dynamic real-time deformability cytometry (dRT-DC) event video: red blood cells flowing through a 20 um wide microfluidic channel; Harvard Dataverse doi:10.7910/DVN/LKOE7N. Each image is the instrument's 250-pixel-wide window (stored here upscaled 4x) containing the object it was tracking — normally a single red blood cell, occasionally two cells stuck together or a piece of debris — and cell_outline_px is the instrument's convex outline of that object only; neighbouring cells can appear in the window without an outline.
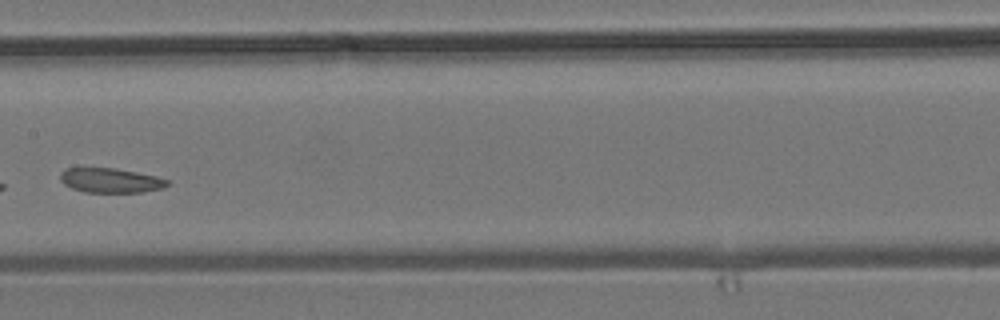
{"species": "common noctule bat (a hibernating species)", "species_latin": "Nyctalus noctula", "temperature_condition": "room temperature", "stored_images_in_passage": 5, "camera_frame_rate_fps": 3000, "um_per_image_px": 0.085, "animal": {"sex": "male", "body_mass_g": 19.2, "forearm_length_mm": 51.8}, "frame": {"image": 1, "passage_image": 4, "time_ms": 3.667, "image_size_px": [1000, 320], "cell_outline_px": [[168, 184], [164, 188], [140, 192], [84, 192], [72, 188], [64, 184], [60, 180], [60, 172], [68, 168], [116, 168], [156, 176], [168, 180]], "centroid_in_image_um": [9.38, 15.33], "position_along_channel_um": 198.0, "area_um2": 15.26}}
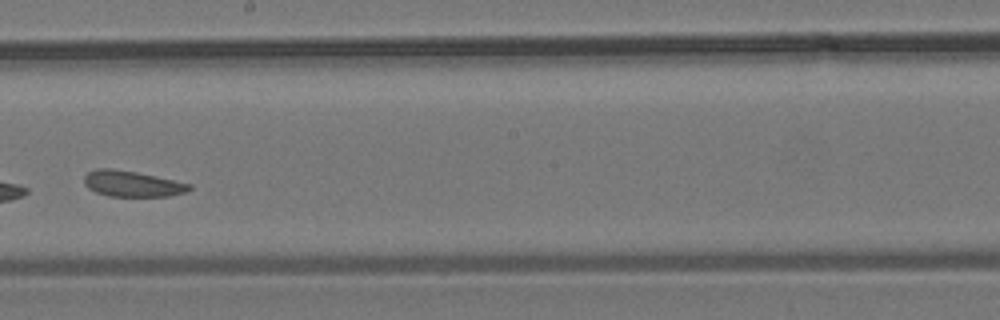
{"frame": {"image": 2, "passage_image": 5, "time_ms": 4.667, "image_size_px": [1000, 320], "cell_outline_px": [[192, 188], [188, 192], [168, 196], [108, 196], [96, 192], [88, 188], [84, 184], [84, 176], [88, 172], [96, 168], [108, 168], [136, 172], [192, 184]], "centroid_in_image_um": [11.23, 15.62], "position_along_channel_um": 237.0, "area_um2": 15.84}}